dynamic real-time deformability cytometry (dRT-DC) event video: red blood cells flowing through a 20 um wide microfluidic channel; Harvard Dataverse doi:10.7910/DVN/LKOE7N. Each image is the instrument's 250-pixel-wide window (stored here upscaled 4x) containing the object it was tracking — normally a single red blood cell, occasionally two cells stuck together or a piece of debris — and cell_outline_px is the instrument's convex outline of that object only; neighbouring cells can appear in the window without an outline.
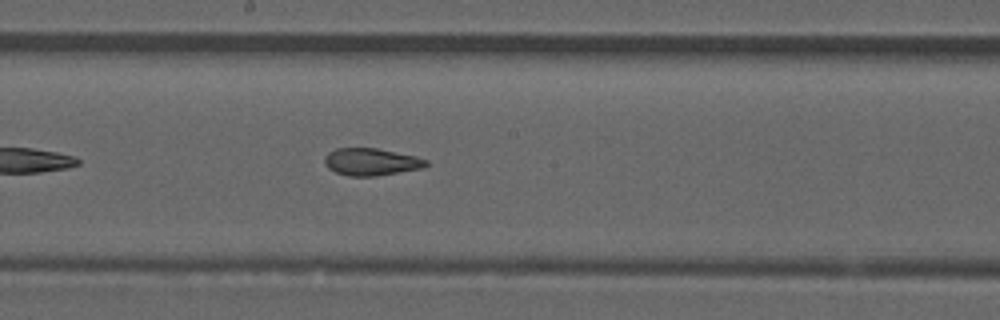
{"species": "common noctule bat (a hibernating species)", "species_latin": "Nyctalus noctula", "temperature_condition": "room temperature", "stored_images_in_passage": 23, "camera_frame_rate_fps": 3000, "um_per_image_px": 0.085, "animal": {"sex": "male", "forearm_length_mm": 52.5}, "frame": {"image": 1, "passage_image": 14, "time_ms": 4.333, "image_size_px": [1000, 320], "cell_outline_px": [[428, 164], [424, 168], [376, 176], [348, 176], [336, 172], [328, 168], [324, 164], [324, 156], [328, 152], [336, 148], [376, 148], [416, 156], [428, 160]], "centroid_in_image_um": [31.54, 13.76], "position_along_channel_um": 216.7, "area_um2": 16.24}}
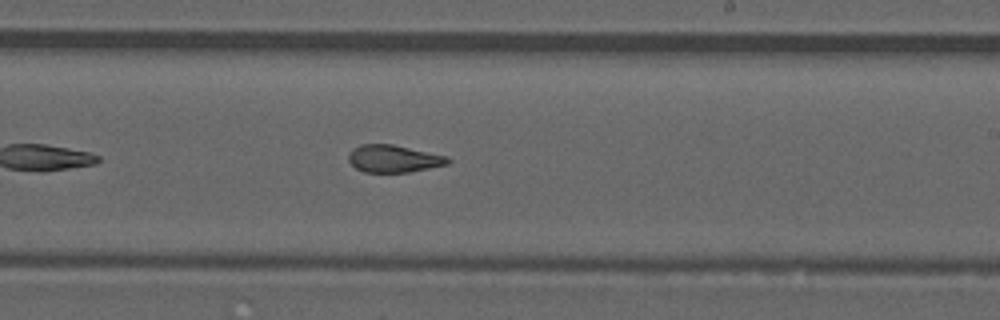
{"frame": {"image": 2, "passage_image": 17, "time_ms": 5.333, "image_size_px": [1000, 320], "cell_outline_px": [[452, 160], [448, 164], [408, 172], [364, 172], [356, 168], [348, 160], [348, 156], [352, 148], [360, 144], [392, 144], [448, 156]], "centroid_in_image_um": [33.45, 13.48], "position_along_channel_um": 255.5, "area_um2": 15.84}}